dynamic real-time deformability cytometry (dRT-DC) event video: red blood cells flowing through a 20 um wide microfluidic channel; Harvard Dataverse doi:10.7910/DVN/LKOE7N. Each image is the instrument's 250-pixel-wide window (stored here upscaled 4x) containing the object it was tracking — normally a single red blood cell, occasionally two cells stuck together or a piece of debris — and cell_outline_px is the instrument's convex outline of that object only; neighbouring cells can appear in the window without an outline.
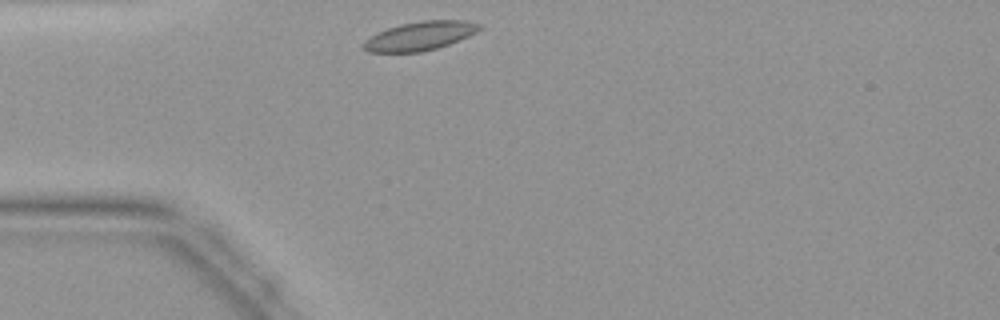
{"species": "common noctule bat (a hibernating species)", "species_latin": "Nyctalus noctula", "temperature_condition": "warm", "stored_images_in_passage": 25, "camera_frame_rate_fps": 3000, "um_per_image_px": 0.085, "animal": {"sex": "female", "body_mass_g": 19.9}, "frame": {"image": 1, "passage_image": 1, "time_ms": 0.0, "image_size_px": [1000, 320], "cell_outline_px": [[484, 28], [468, 36], [448, 44], [436, 48], [420, 52], [368, 52], [360, 48], [360, 44], [364, 40], [376, 32], [400, 24], [420, 20], [464, 20], [480, 24]], "centroid_in_image_um": [35.64, 3.05], "position_along_channel_um": 49.4, "area_um2": 19.65}}
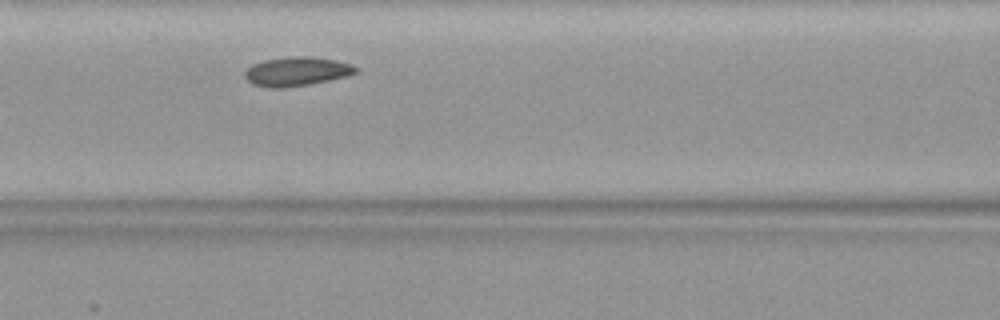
{"frame": {"image": 2, "passage_image": 8, "time_ms": 2.333, "image_size_px": [1000, 320], "cell_outline_px": [[360, 72], [348, 76], [308, 84], [284, 88], [272, 88], [252, 84], [244, 76], [244, 72], [252, 64], [264, 60], [288, 56], [308, 56], [336, 60], [352, 64], [360, 68]], "centroid_in_image_um": [25.26, 6.06], "position_along_channel_um": 141.3, "area_um2": 18.96}}
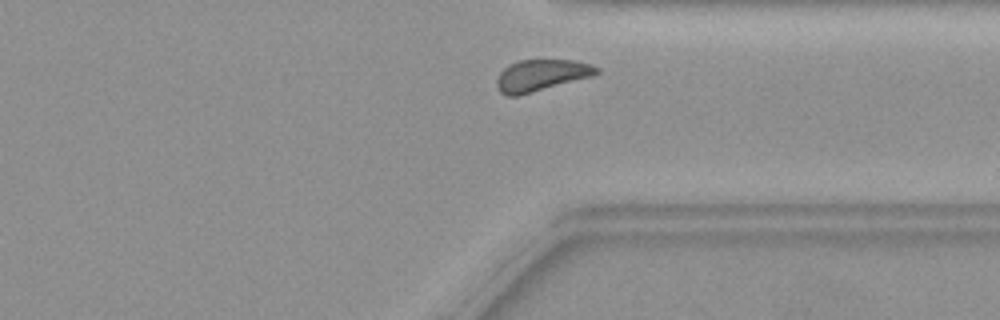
{"frame": {"image": 3, "passage_image": 23, "time_ms": 7.333, "image_size_px": [1000, 320], "cell_outline_px": [[600, 72], [592, 76], [520, 96], [508, 96], [500, 92], [496, 88], [496, 80], [500, 72], [508, 64], [516, 60], [572, 60], [592, 64], [600, 68]], "centroid_in_image_um": [45.98, 6.4], "position_along_channel_um": 365.4, "area_um2": 18.61}}